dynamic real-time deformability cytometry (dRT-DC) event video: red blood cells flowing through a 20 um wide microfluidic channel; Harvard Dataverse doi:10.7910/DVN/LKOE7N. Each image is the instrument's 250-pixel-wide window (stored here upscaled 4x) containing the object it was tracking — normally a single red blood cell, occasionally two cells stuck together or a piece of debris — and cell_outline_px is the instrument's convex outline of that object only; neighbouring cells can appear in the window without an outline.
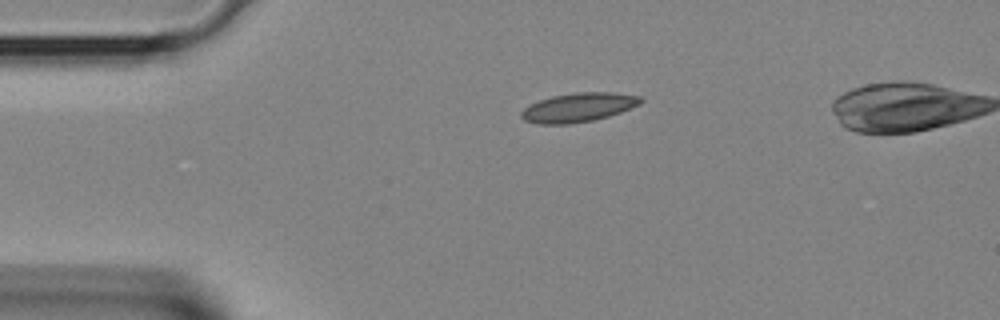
{"species": "Egyptian fruit bat (a non-hibernating species)", "species_latin": "Rousettus aegyptiacus", "temperature_condition": "room temperature", "stored_images_in_passage": 29, "camera_frame_rate_fps": 3000, "um_per_image_px": 0.085, "animal": {"sex": "female"}, "frame": {"image": 1, "passage_image": 1, "time_ms": 0.0, "image_size_px": [1000, 320], "cell_outline_px": [[644, 100], [640, 104], [620, 112], [608, 116], [592, 120], [568, 124], [536, 124], [524, 120], [520, 116], [520, 112], [524, 108], [540, 100], [552, 96], [576, 92], [612, 92], [640, 96]], "centroid_in_image_um": [49.15, 9.13], "position_along_channel_um": 35.8, "area_um2": 20.11}}
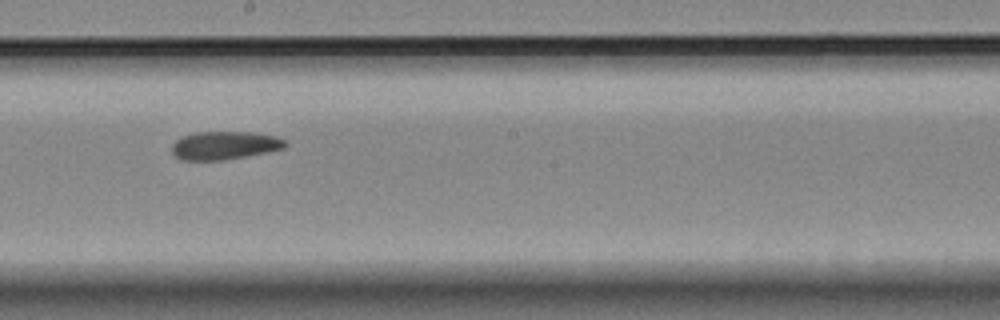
{"frame": {"image": 2, "passage_image": 14, "time_ms": 4.333, "image_size_px": [1000, 320], "cell_outline_px": [[288, 144], [284, 148], [268, 152], [224, 160], [180, 160], [172, 152], [172, 144], [180, 136], [196, 132], [252, 132], [276, 136], [284, 140]], "centroid_in_image_um": [19.07, 12.36], "position_along_channel_um": 229.1, "area_um2": 18.73}}
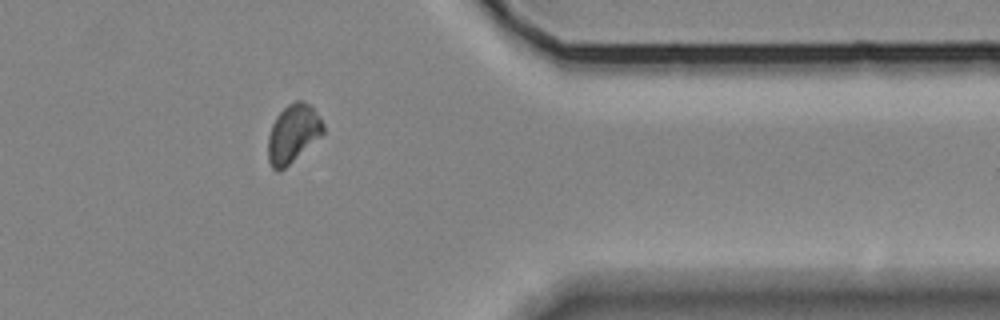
{"frame": {"image": 3, "passage_image": 24, "time_ms": 7.667, "image_size_px": [1000, 320], "cell_outline_px": [[324, 132], [320, 136], [280, 172], [276, 172], [272, 168], [268, 160], [268, 136], [272, 124], [276, 116], [288, 104], [296, 100], [304, 100], [316, 112], [324, 124]], "centroid_in_image_um": [24.88, 11.35], "position_along_channel_um": 386.5, "area_um2": 18.55}}